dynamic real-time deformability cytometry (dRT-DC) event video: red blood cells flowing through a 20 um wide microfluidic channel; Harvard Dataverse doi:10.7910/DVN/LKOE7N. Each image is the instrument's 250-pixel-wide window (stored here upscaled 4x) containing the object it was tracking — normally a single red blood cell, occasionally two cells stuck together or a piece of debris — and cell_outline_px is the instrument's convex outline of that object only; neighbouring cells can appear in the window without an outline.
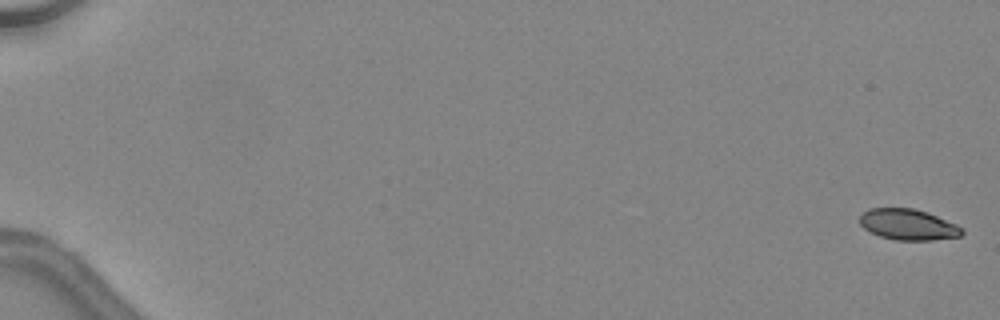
{"species": "common noctule bat (a hibernating species)", "species_latin": "Nyctalus noctula", "temperature_condition": "warm", "stored_images_in_passage": 48, "camera_frame_rate_fps": 3000, "um_per_image_px": 0.085, "animal": {"sex": "female", "body_mass_g": 24.6, "forearm_length_mm": 56.2}, "frame": {"image": 1, "passage_image": 1, "time_ms": 0.0, "image_size_px": [1000, 320], "cell_outline_px": [[964, 232], [960, 236], [932, 240], [896, 240], [880, 236], [864, 228], [860, 224], [860, 216], [868, 208], [912, 208], [928, 212], [956, 224], [964, 228]], "centroid_in_image_um": [77.21, 19.08], "position_along_channel_um": 7.8, "area_um2": 18.38}}
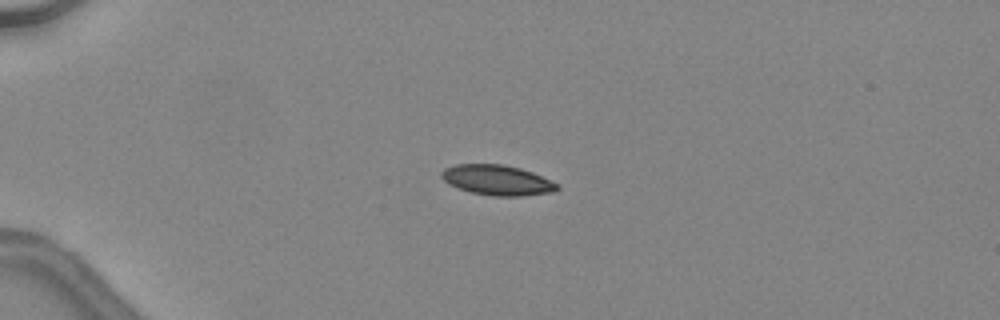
{"frame": {"image": 2, "passage_image": 14, "time_ms": 4.333, "image_size_px": [1000, 320], "cell_outline_px": [[560, 188], [552, 192], [524, 196], [492, 196], [472, 192], [448, 184], [440, 176], [440, 172], [444, 168], [456, 164], [504, 164], [520, 168], [532, 172], [560, 184]], "centroid_in_image_um": [42.27, 15.3], "position_along_channel_um": 42.7, "area_um2": 20.46}}
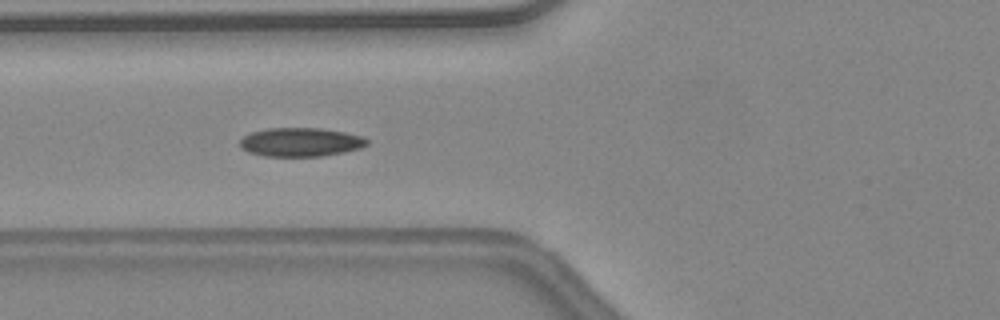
{"frame": {"image": 3, "passage_image": 21, "time_ms": 6.667, "image_size_px": [1000, 320], "cell_outline_px": [[368, 144], [360, 148], [344, 152], [320, 156], [264, 156], [248, 152], [240, 148], [240, 140], [244, 136], [252, 132], [268, 128], [320, 128], [344, 132], [364, 136], [368, 140]], "centroid_in_image_um": [25.55, 12.08], "position_along_channel_um": 100.2, "area_um2": 21.33}, "authors_computed_cell_mechanics": {"area_um2": 20.4901, "velocity_mm_per_s": 4.5434, "shape_relaxation_time_tau1_ms": 6.4572, "shape_relaxation_time_tau2_ms": 1.7369, "deformation_change_tau1": 0.1553, "deformation_change_tau2": 0.0612}}